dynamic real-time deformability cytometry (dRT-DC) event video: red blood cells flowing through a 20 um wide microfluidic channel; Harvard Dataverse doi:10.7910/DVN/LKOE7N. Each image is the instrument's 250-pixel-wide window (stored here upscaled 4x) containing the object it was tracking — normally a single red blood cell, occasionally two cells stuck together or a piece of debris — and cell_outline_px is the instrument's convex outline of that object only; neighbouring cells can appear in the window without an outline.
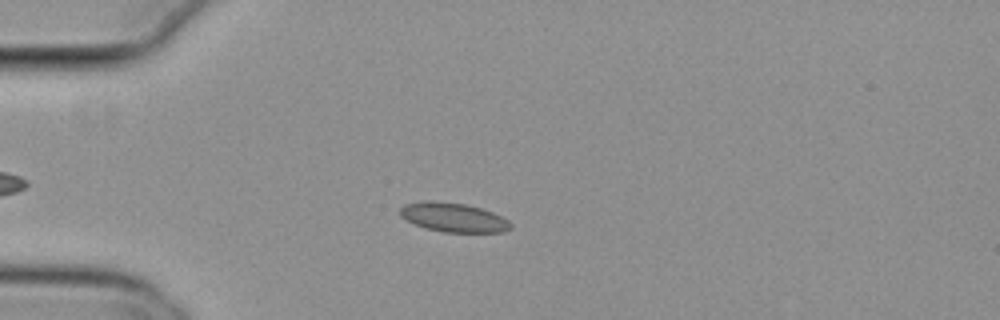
{"species": "common noctule bat (a hibernating species)", "species_latin": "Nyctalus noctula", "temperature_condition": "cold", "stored_images_in_passage": 53, "camera_frame_rate_fps": 3000, "um_per_image_px": 0.085, "animal": {"sex": "female", "body_mass_g": 29.2, "forearm_length_mm": 56.3}, "frame": {"image": 1, "passage_image": 13, "time_ms": 4.0, "image_size_px": [1000, 320], "cell_outline_px": [[512, 228], [504, 232], [444, 232], [424, 228], [400, 216], [400, 208], [404, 204], [424, 200], [432, 200], [464, 204], [480, 208], [492, 212], [508, 220], [512, 224]], "centroid_in_image_um": [38.54, 18.47], "position_along_channel_um": 46.5, "area_um2": 18.79}}
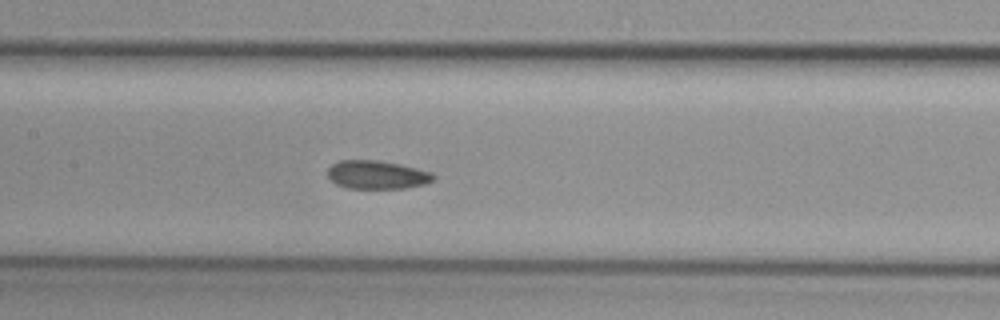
{"frame": {"image": 2, "passage_image": 25, "time_ms": 8.0, "image_size_px": [1000, 320], "cell_outline_px": [[436, 176], [428, 184], [404, 188], [348, 188], [336, 184], [328, 176], [328, 168], [332, 164], [340, 160], [376, 160], [400, 164], [432, 172]], "centroid_in_image_um": [32.06, 14.85], "position_along_channel_um": 175.3, "area_um2": 17.51}}
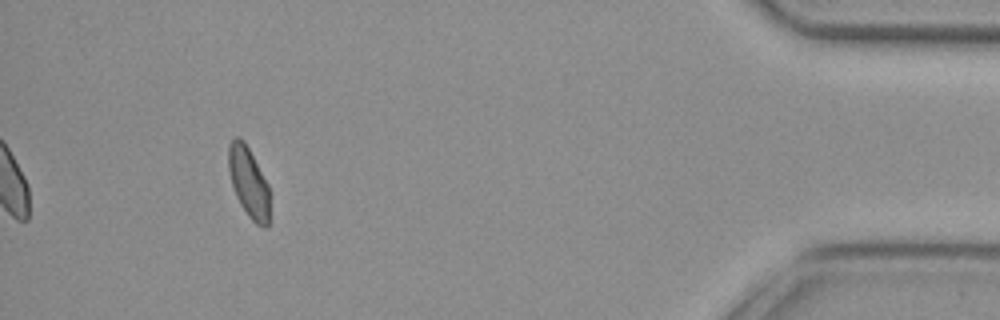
{"frame": {"image": 3, "passage_image": 49, "time_ms": 16.0, "image_size_px": [1000, 320], "cell_outline_px": [[268, 228], [264, 228], [256, 224], [248, 216], [240, 204], [236, 196], [228, 172], [228, 144], [236, 136], [244, 140], [268, 184]], "centroid_in_image_um": [21.11, 15.48], "position_along_channel_um": 414.1, "area_um2": 16.76}, "authors_computed_cell_mechanics": {"area_um2": 17.918, "velocity_mm_per_s": 3.7739, "shape_relaxation_time_tau1_ms": null, "shape_relaxation_time_tau2_ms": 7.4052, "deformation_change_tau1": null, "deformation_change_tau2": 0.0815}}